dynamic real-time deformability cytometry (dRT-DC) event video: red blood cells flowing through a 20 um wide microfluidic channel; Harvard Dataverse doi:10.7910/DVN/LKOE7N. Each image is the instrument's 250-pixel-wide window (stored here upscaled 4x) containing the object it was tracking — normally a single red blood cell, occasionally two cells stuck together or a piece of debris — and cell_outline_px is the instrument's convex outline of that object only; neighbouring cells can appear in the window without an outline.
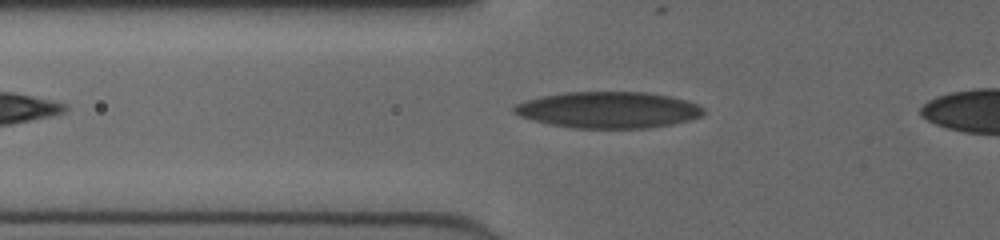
{"species": "human", "species_latin": "Homo sapiens", "temperature_condition": "cold", "stored_images_in_passage": 6, "camera_frame_rate_fps": 3000, "um_per_image_px": 0.085, "donor": {"sex": "female"}, "frame": {"image": 1, "passage_image": 4, "time_ms": 1.0, "image_size_px": [1000, 240], "cell_outline_px": [[704, 112], [700, 116], [688, 120], [672, 124], [648, 128], [572, 128], [548, 124], [532, 120], [520, 116], [512, 112], [512, 108], [516, 104], [524, 100], [540, 96], [564, 92], [648, 92], [668, 96], [684, 100], [696, 104], [704, 108]], "centroid_in_image_um": [51.64, 9.34], "position_along_channel_um": 74.2, "area_um2": 40.23}}